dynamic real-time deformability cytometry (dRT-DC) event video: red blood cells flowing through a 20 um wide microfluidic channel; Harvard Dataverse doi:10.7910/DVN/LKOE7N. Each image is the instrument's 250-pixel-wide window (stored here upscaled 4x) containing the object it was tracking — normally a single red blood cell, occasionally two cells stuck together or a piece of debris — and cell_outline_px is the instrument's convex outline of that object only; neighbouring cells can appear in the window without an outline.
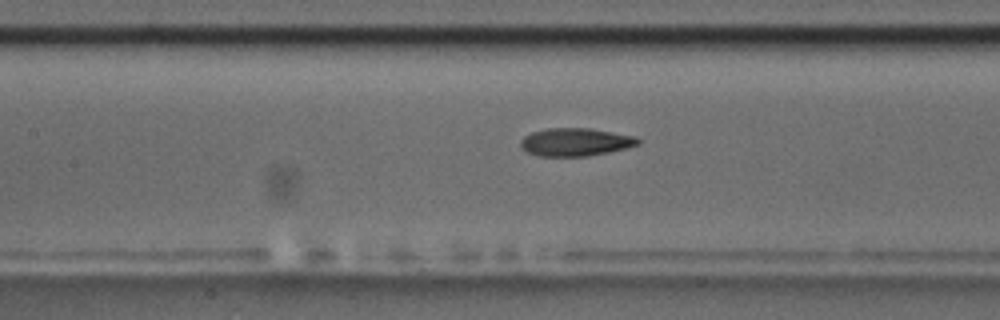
{"species": "common noctule bat (a hibernating species)", "species_latin": "Nyctalus noctula", "temperature_condition": "room temperature", "stored_images_in_passage": 33, "camera_frame_rate_fps": 3000, "um_per_image_px": 0.085, "animal": {"sex": "male", "body_mass_g": 17.5, "forearm_length_mm": 52.3}, "frame": {"image": 1, "passage_image": 10, "time_ms": 3.0, "image_size_px": [1000, 320], "cell_outline_px": [[640, 144], [628, 148], [588, 156], [536, 156], [520, 148], [520, 140], [524, 136], [532, 132], [548, 128], [592, 128], [636, 136], [640, 140]], "centroid_in_image_um": [48.92, 12.07], "position_along_channel_um": 158.5, "area_um2": 19.36}}
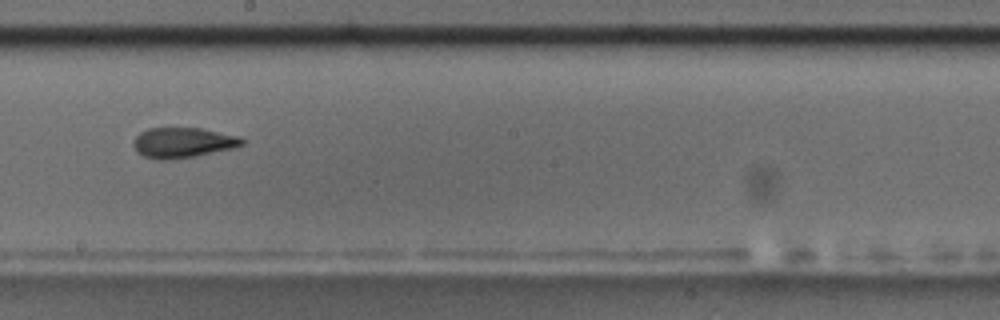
{"frame": {"image": 2, "passage_image": 16, "time_ms": 5.0, "image_size_px": [1000, 320], "cell_outline_px": [[244, 144], [236, 148], [196, 156], [168, 160], [160, 160], [144, 156], [132, 144], [136, 136], [140, 132], [148, 128], [200, 128], [240, 136], [244, 140]], "centroid_in_image_um": [15.59, 12.12], "position_along_channel_um": 232.6, "area_um2": 19.19}}
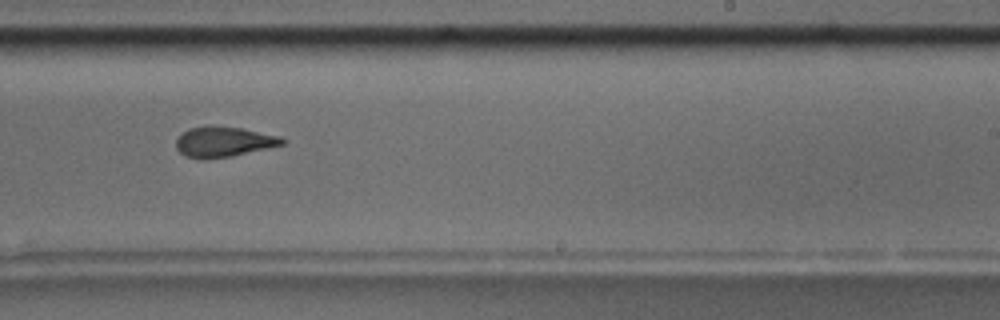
{"frame": {"image": 3, "passage_image": 19, "time_ms": 6.0, "image_size_px": [1000, 320], "cell_outline_px": [[288, 140], [284, 144], [232, 156], [204, 160], [184, 156], [176, 148], [176, 140], [188, 128], [208, 124], [216, 124], [240, 128], [280, 136]], "centroid_in_image_um": [18.99, 12.04], "position_along_channel_um": 270.0, "area_um2": 19.07}, "authors_computed_cell_mechanics": {"area_um2": 19.4208, "velocity_mm_per_s": 3.7361, "shape_relaxation_time_tau1_ms": 9.3788, "shape_relaxation_time_tau2_ms": 3.2314, "deformation_change_tau1": 0.2103, "deformation_change_tau2": 0.1164}}